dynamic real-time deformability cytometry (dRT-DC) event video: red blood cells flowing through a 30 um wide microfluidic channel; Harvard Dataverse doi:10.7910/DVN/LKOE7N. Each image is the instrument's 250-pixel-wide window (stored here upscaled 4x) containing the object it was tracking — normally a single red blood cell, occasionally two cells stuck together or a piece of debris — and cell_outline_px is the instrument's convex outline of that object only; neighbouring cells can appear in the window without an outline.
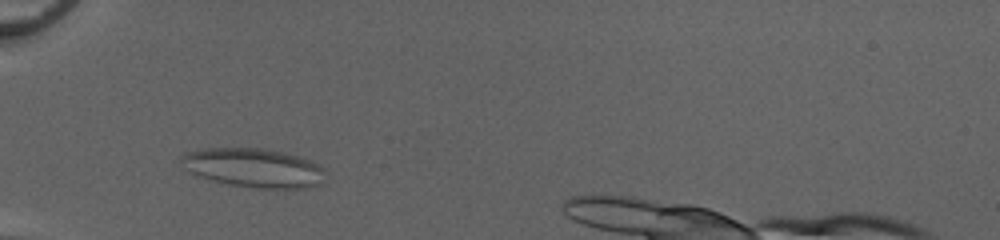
{"species": "common noctule bat (a hibernating species)", "species_latin": "Nyctalus noctula", "temperature_condition": "cold", "stored_images_in_passage": 41, "camera_frame_rate_fps": 3000, "um_per_image_px": 0.085, "animal": {"sex": "female", "body_mass_g": 20.0, "forearm_length_mm": 54.0}, "frame": {"image": 1, "passage_image": 6, "time_ms": 1.667, "image_size_px": [1000, 240], "cell_outline_px": [[324, 168], [320, 184], [304, 188], [252, 188], [212, 180], [200, 176], [192, 172], [180, 160], [180, 156], [188, 152], [204, 148], [268, 148], [284, 152], [308, 160]], "centroid_in_image_um": [21.56, 14.25], "position_along_channel_um": 63.4, "area_um2": 32.25}}
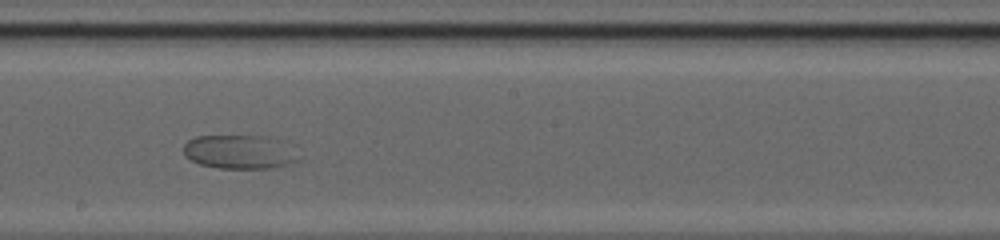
{"frame": {"image": 2, "passage_image": 19, "time_ms": 6.0, "image_size_px": [1000, 240], "cell_outline_px": [[292, 160], [284, 164], [268, 168], [220, 168], [200, 164], [184, 156], [184, 144], [188, 140], [196, 136], [260, 136]], "centroid_in_image_um": [19.89, 12.93], "position_along_channel_um": 228.3, "area_um2": 20.11}}
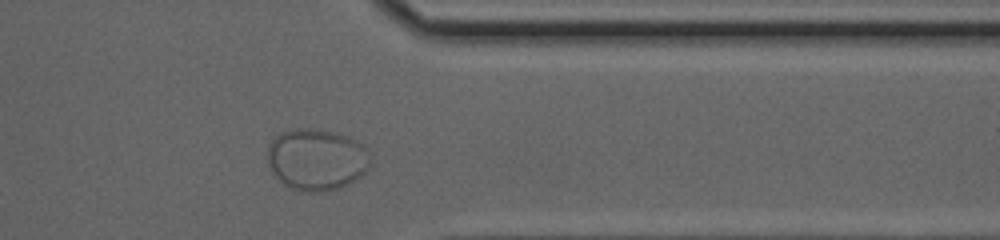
{"frame": {"image": 3, "passage_image": 31, "time_ms": 10.0, "image_size_px": [1000, 240], "cell_outline_px": [[368, 168], [360, 176], [340, 188], [324, 192], [304, 192], [292, 188], [284, 184], [272, 172], [268, 164], [268, 144], [280, 132], [296, 128], [308, 128], [332, 132], [344, 136], [364, 144], [368, 164]], "centroid_in_image_um": [26.85, 13.56], "position_along_channel_um": 384.5, "area_um2": 36.53}}